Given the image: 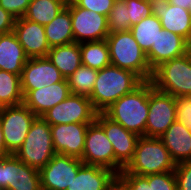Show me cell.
I'll return each mask as SVG.
<instances>
[{
    "instance_id": "cell-26",
    "label": "cell",
    "mask_w": 191,
    "mask_h": 190,
    "mask_svg": "<svg viewBox=\"0 0 191 190\" xmlns=\"http://www.w3.org/2000/svg\"><path fill=\"white\" fill-rule=\"evenodd\" d=\"M67 2L68 0H31L23 18L45 26L67 6Z\"/></svg>"
},
{
    "instance_id": "cell-13",
    "label": "cell",
    "mask_w": 191,
    "mask_h": 190,
    "mask_svg": "<svg viewBox=\"0 0 191 190\" xmlns=\"http://www.w3.org/2000/svg\"><path fill=\"white\" fill-rule=\"evenodd\" d=\"M84 163L80 158L55 154L52 159L39 170L42 190H66L76 177L78 169Z\"/></svg>"
},
{
    "instance_id": "cell-28",
    "label": "cell",
    "mask_w": 191,
    "mask_h": 190,
    "mask_svg": "<svg viewBox=\"0 0 191 190\" xmlns=\"http://www.w3.org/2000/svg\"><path fill=\"white\" fill-rule=\"evenodd\" d=\"M21 76L0 70V108L22 104Z\"/></svg>"
},
{
    "instance_id": "cell-40",
    "label": "cell",
    "mask_w": 191,
    "mask_h": 190,
    "mask_svg": "<svg viewBox=\"0 0 191 190\" xmlns=\"http://www.w3.org/2000/svg\"><path fill=\"white\" fill-rule=\"evenodd\" d=\"M11 155V153L7 150L5 142L3 130L0 122V159Z\"/></svg>"
},
{
    "instance_id": "cell-37",
    "label": "cell",
    "mask_w": 191,
    "mask_h": 190,
    "mask_svg": "<svg viewBox=\"0 0 191 190\" xmlns=\"http://www.w3.org/2000/svg\"><path fill=\"white\" fill-rule=\"evenodd\" d=\"M153 190H177L174 171L153 174Z\"/></svg>"
},
{
    "instance_id": "cell-34",
    "label": "cell",
    "mask_w": 191,
    "mask_h": 190,
    "mask_svg": "<svg viewBox=\"0 0 191 190\" xmlns=\"http://www.w3.org/2000/svg\"><path fill=\"white\" fill-rule=\"evenodd\" d=\"M176 121L191 131V96L175 97Z\"/></svg>"
},
{
    "instance_id": "cell-30",
    "label": "cell",
    "mask_w": 191,
    "mask_h": 190,
    "mask_svg": "<svg viewBox=\"0 0 191 190\" xmlns=\"http://www.w3.org/2000/svg\"><path fill=\"white\" fill-rule=\"evenodd\" d=\"M98 71L81 65L67 78L70 92L89 97L97 80Z\"/></svg>"
},
{
    "instance_id": "cell-14",
    "label": "cell",
    "mask_w": 191,
    "mask_h": 190,
    "mask_svg": "<svg viewBox=\"0 0 191 190\" xmlns=\"http://www.w3.org/2000/svg\"><path fill=\"white\" fill-rule=\"evenodd\" d=\"M81 160L86 165L100 166L115 172V154L112 143L96 121L89 124L87 128Z\"/></svg>"
},
{
    "instance_id": "cell-36",
    "label": "cell",
    "mask_w": 191,
    "mask_h": 190,
    "mask_svg": "<svg viewBox=\"0 0 191 190\" xmlns=\"http://www.w3.org/2000/svg\"><path fill=\"white\" fill-rule=\"evenodd\" d=\"M177 190H191V161L176 164Z\"/></svg>"
},
{
    "instance_id": "cell-25",
    "label": "cell",
    "mask_w": 191,
    "mask_h": 190,
    "mask_svg": "<svg viewBox=\"0 0 191 190\" xmlns=\"http://www.w3.org/2000/svg\"><path fill=\"white\" fill-rule=\"evenodd\" d=\"M44 28L50 48L74 42L71 14L67 6Z\"/></svg>"
},
{
    "instance_id": "cell-16",
    "label": "cell",
    "mask_w": 191,
    "mask_h": 190,
    "mask_svg": "<svg viewBox=\"0 0 191 190\" xmlns=\"http://www.w3.org/2000/svg\"><path fill=\"white\" fill-rule=\"evenodd\" d=\"M89 124L72 123L51 125V136L57 154L82 158Z\"/></svg>"
},
{
    "instance_id": "cell-10",
    "label": "cell",
    "mask_w": 191,
    "mask_h": 190,
    "mask_svg": "<svg viewBox=\"0 0 191 190\" xmlns=\"http://www.w3.org/2000/svg\"><path fill=\"white\" fill-rule=\"evenodd\" d=\"M67 7L70 9L74 42L80 44L107 38V16L78 7L72 0H68Z\"/></svg>"
},
{
    "instance_id": "cell-17",
    "label": "cell",
    "mask_w": 191,
    "mask_h": 190,
    "mask_svg": "<svg viewBox=\"0 0 191 190\" xmlns=\"http://www.w3.org/2000/svg\"><path fill=\"white\" fill-rule=\"evenodd\" d=\"M152 15L160 19L162 29L184 37L191 44V14L188 9L175 6L169 0H152Z\"/></svg>"
},
{
    "instance_id": "cell-32",
    "label": "cell",
    "mask_w": 191,
    "mask_h": 190,
    "mask_svg": "<svg viewBox=\"0 0 191 190\" xmlns=\"http://www.w3.org/2000/svg\"><path fill=\"white\" fill-rule=\"evenodd\" d=\"M118 182L125 190H153V174L142 176L132 173H119Z\"/></svg>"
},
{
    "instance_id": "cell-18",
    "label": "cell",
    "mask_w": 191,
    "mask_h": 190,
    "mask_svg": "<svg viewBox=\"0 0 191 190\" xmlns=\"http://www.w3.org/2000/svg\"><path fill=\"white\" fill-rule=\"evenodd\" d=\"M13 33L22 45L28 58L47 56L50 46L43 25L23 17L16 18Z\"/></svg>"
},
{
    "instance_id": "cell-11",
    "label": "cell",
    "mask_w": 191,
    "mask_h": 190,
    "mask_svg": "<svg viewBox=\"0 0 191 190\" xmlns=\"http://www.w3.org/2000/svg\"><path fill=\"white\" fill-rule=\"evenodd\" d=\"M0 190H42L39 170L15 154L0 159Z\"/></svg>"
},
{
    "instance_id": "cell-20",
    "label": "cell",
    "mask_w": 191,
    "mask_h": 190,
    "mask_svg": "<svg viewBox=\"0 0 191 190\" xmlns=\"http://www.w3.org/2000/svg\"><path fill=\"white\" fill-rule=\"evenodd\" d=\"M71 94L67 79L50 86L31 90L23 103L37 116L41 117L49 109L64 101Z\"/></svg>"
},
{
    "instance_id": "cell-39",
    "label": "cell",
    "mask_w": 191,
    "mask_h": 190,
    "mask_svg": "<svg viewBox=\"0 0 191 190\" xmlns=\"http://www.w3.org/2000/svg\"><path fill=\"white\" fill-rule=\"evenodd\" d=\"M15 17L0 6V34L13 32Z\"/></svg>"
},
{
    "instance_id": "cell-35",
    "label": "cell",
    "mask_w": 191,
    "mask_h": 190,
    "mask_svg": "<svg viewBox=\"0 0 191 190\" xmlns=\"http://www.w3.org/2000/svg\"><path fill=\"white\" fill-rule=\"evenodd\" d=\"M78 7L108 16L116 0H72Z\"/></svg>"
},
{
    "instance_id": "cell-24",
    "label": "cell",
    "mask_w": 191,
    "mask_h": 190,
    "mask_svg": "<svg viewBox=\"0 0 191 190\" xmlns=\"http://www.w3.org/2000/svg\"><path fill=\"white\" fill-rule=\"evenodd\" d=\"M46 57L65 79L82 65L80 44L76 42L50 48Z\"/></svg>"
},
{
    "instance_id": "cell-29",
    "label": "cell",
    "mask_w": 191,
    "mask_h": 190,
    "mask_svg": "<svg viewBox=\"0 0 191 190\" xmlns=\"http://www.w3.org/2000/svg\"><path fill=\"white\" fill-rule=\"evenodd\" d=\"M162 29L160 19L155 15L141 19V21L130 28V32L136 42L147 54L156 42L159 31Z\"/></svg>"
},
{
    "instance_id": "cell-9",
    "label": "cell",
    "mask_w": 191,
    "mask_h": 190,
    "mask_svg": "<svg viewBox=\"0 0 191 190\" xmlns=\"http://www.w3.org/2000/svg\"><path fill=\"white\" fill-rule=\"evenodd\" d=\"M175 121V97L156 89L149 81V112L146 122V137L160 138Z\"/></svg>"
},
{
    "instance_id": "cell-19",
    "label": "cell",
    "mask_w": 191,
    "mask_h": 190,
    "mask_svg": "<svg viewBox=\"0 0 191 190\" xmlns=\"http://www.w3.org/2000/svg\"><path fill=\"white\" fill-rule=\"evenodd\" d=\"M190 50L191 44L184 37L161 29L155 44H153L146 56L150 68L154 70L161 63L180 57Z\"/></svg>"
},
{
    "instance_id": "cell-8",
    "label": "cell",
    "mask_w": 191,
    "mask_h": 190,
    "mask_svg": "<svg viewBox=\"0 0 191 190\" xmlns=\"http://www.w3.org/2000/svg\"><path fill=\"white\" fill-rule=\"evenodd\" d=\"M97 113L89 97L71 93L41 117L50 126L72 123L91 124L95 121Z\"/></svg>"
},
{
    "instance_id": "cell-5",
    "label": "cell",
    "mask_w": 191,
    "mask_h": 190,
    "mask_svg": "<svg viewBox=\"0 0 191 190\" xmlns=\"http://www.w3.org/2000/svg\"><path fill=\"white\" fill-rule=\"evenodd\" d=\"M153 86L173 97L191 96V50L153 70Z\"/></svg>"
},
{
    "instance_id": "cell-31",
    "label": "cell",
    "mask_w": 191,
    "mask_h": 190,
    "mask_svg": "<svg viewBox=\"0 0 191 190\" xmlns=\"http://www.w3.org/2000/svg\"><path fill=\"white\" fill-rule=\"evenodd\" d=\"M107 20L109 33L130 31L129 8H127L125 0H116L114 2Z\"/></svg>"
},
{
    "instance_id": "cell-43",
    "label": "cell",
    "mask_w": 191,
    "mask_h": 190,
    "mask_svg": "<svg viewBox=\"0 0 191 190\" xmlns=\"http://www.w3.org/2000/svg\"><path fill=\"white\" fill-rule=\"evenodd\" d=\"M188 11L190 12L191 14V2L189 3V6H188Z\"/></svg>"
},
{
    "instance_id": "cell-41",
    "label": "cell",
    "mask_w": 191,
    "mask_h": 190,
    "mask_svg": "<svg viewBox=\"0 0 191 190\" xmlns=\"http://www.w3.org/2000/svg\"><path fill=\"white\" fill-rule=\"evenodd\" d=\"M191 0H169V3L175 6H180L184 9H188Z\"/></svg>"
},
{
    "instance_id": "cell-22",
    "label": "cell",
    "mask_w": 191,
    "mask_h": 190,
    "mask_svg": "<svg viewBox=\"0 0 191 190\" xmlns=\"http://www.w3.org/2000/svg\"><path fill=\"white\" fill-rule=\"evenodd\" d=\"M159 139L176 164L191 161V131L181 123L173 122Z\"/></svg>"
},
{
    "instance_id": "cell-42",
    "label": "cell",
    "mask_w": 191,
    "mask_h": 190,
    "mask_svg": "<svg viewBox=\"0 0 191 190\" xmlns=\"http://www.w3.org/2000/svg\"><path fill=\"white\" fill-rule=\"evenodd\" d=\"M110 190H125V188L117 181Z\"/></svg>"
},
{
    "instance_id": "cell-6",
    "label": "cell",
    "mask_w": 191,
    "mask_h": 190,
    "mask_svg": "<svg viewBox=\"0 0 191 190\" xmlns=\"http://www.w3.org/2000/svg\"><path fill=\"white\" fill-rule=\"evenodd\" d=\"M14 154L21 162L37 170L42 169L56 154L51 127L42 117L34 120L25 141Z\"/></svg>"
},
{
    "instance_id": "cell-33",
    "label": "cell",
    "mask_w": 191,
    "mask_h": 190,
    "mask_svg": "<svg viewBox=\"0 0 191 190\" xmlns=\"http://www.w3.org/2000/svg\"><path fill=\"white\" fill-rule=\"evenodd\" d=\"M127 8H129V17L131 27L152 15L151 4L145 0H125Z\"/></svg>"
},
{
    "instance_id": "cell-38",
    "label": "cell",
    "mask_w": 191,
    "mask_h": 190,
    "mask_svg": "<svg viewBox=\"0 0 191 190\" xmlns=\"http://www.w3.org/2000/svg\"><path fill=\"white\" fill-rule=\"evenodd\" d=\"M31 0H0V6L15 18L24 16Z\"/></svg>"
},
{
    "instance_id": "cell-2",
    "label": "cell",
    "mask_w": 191,
    "mask_h": 190,
    "mask_svg": "<svg viewBox=\"0 0 191 190\" xmlns=\"http://www.w3.org/2000/svg\"><path fill=\"white\" fill-rule=\"evenodd\" d=\"M149 112V81H144L133 92L111 104L103 114L121 124L126 130L146 136V122Z\"/></svg>"
},
{
    "instance_id": "cell-21",
    "label": "cell",
    "mask_w": 191,
    "mask_h": 190,
    "mask_svg": "<svg viewBox=\"0 0 191 190\" xmlns=\"http://www.w3.org/2000/svg\"><path fill=\"white\" fill-rule=\"evenodd\" d=\"M118 175L110 169L83 164L66 190H110Z\"/></svg>"
},
{
    "instance_id": "cell-3",
    "label": "cell",
    "mask_w": 191,
    "mask_h": 190,
    "mask_svg": "<svg viewBox=\"0 0 191 190\" xmlns=\"http://www.w3.org/2000/svg\"><path fill=\"white\" fill-rule=\"evenodd\" d=\"M110 62L121 69L132 71L143 81H150L153 70L147 56L130 31L109 33L106 38Z\"/></svg>"
},
{
    "instance_id": "cell-1",
    "label": "cell",
    "mask_w": 191,
    "mask_h": 190,
    "mask_svg": "<svg viewBox=\"0 0 191 190\" xmlns=\"http://www.w3.org/2000/svg\"><path fill=\"white\" fill-rule=\"evenodd\" d=\"M144 81L132 71L112 64L98 71L97 80L89 96L93 108L103 113L122 96L133 92Z\"/></svg>"
},
{
    "instance_id": "cell-15",
    "label": "cell",
    "mask_w": 191,
    "mask_h": 190,
    "mask_svg": "<svg viewBox=\"0 0 191 190\" xmlns=\"http://www.w3.org/2000/svg\"><path fill=\"white\" fill-rule=\"evenodd\" d=\"M64 77L47 57L28 58L21 75V89L25 97L31 90L61 82Z\"/></svg>"
},
{
    "instance_id": "cell-23",
    "label": "cell",
    "mask_w": 191,
    "mask_h": 190,
    "mask_svg": "<svg viewBox=\"0 0 191 190\" xmlns=\"http://www.w3.org/2000/svg\"><path fill=\"white\" fill-rule=\"evenodd\" d=\"M28 57L13 32L0 38V70L22 75Z\"/></svg>"
},
{
    "instance_id": "cell-7",
    "label": "cell",
    "mask_w": 191,
    "mask_h": 190,
    "mask_svg": "<svg viewBox=\"0 0 191 190\" xmlns=\"http://www.w3.org/2000/svg\"><path fill=\"white\" fill-rule=\"evenodd\" d=\"M37 116L24 104L0 108V122L7 150L14 154L23 144Z\"/></svg>"
},
{
    "instance_id": "cell-4",
    "label": "cell",
    "mask_w": 191,
    "mask_h": 190,
    "mask_svg": "<svg viewBox=\"0 0 191 190\" xmlns=\"http://www.w3.org/2000/svg\"><path fill=\"white\" fill-rule=\"evenodd\" d=\"M176 163L164 143L155 137H139L134 156L120 173L146 176L174 171Z\"/></svg>"
},
{
    "instance_id": "cell-27",
    "label": "cell",
    "mask_w": 191,
    "mask_h": 190,
    "mask_svg": "<svg viewBox=\"0 0 191 190\" xmlns=\"http://www.w3.org/2000/svg\"><path fill=\"white\" fill-rule=\"evenodd\" d=\"M80 51L84 66L99 71L111 64L106 39L80 43Z\"/></svg>"
},
{
    "instance_id": "cell-12",
    "label": "cell",
    "mask_w": 191,
    "mask_h": 190,
    "mask_svg": "<svg viewBox=\"0 0 191 190\" xmlns=\"http://www.w3.org/2000/svg\"><path fill=\"white\" fill-rule=\"evenodd\" d=\"M95 121L103 128L112 143L115 154V173L118 175L132 160L139 136L126 130L103 113H97Z\"/></svg>"
}]
</instances>
